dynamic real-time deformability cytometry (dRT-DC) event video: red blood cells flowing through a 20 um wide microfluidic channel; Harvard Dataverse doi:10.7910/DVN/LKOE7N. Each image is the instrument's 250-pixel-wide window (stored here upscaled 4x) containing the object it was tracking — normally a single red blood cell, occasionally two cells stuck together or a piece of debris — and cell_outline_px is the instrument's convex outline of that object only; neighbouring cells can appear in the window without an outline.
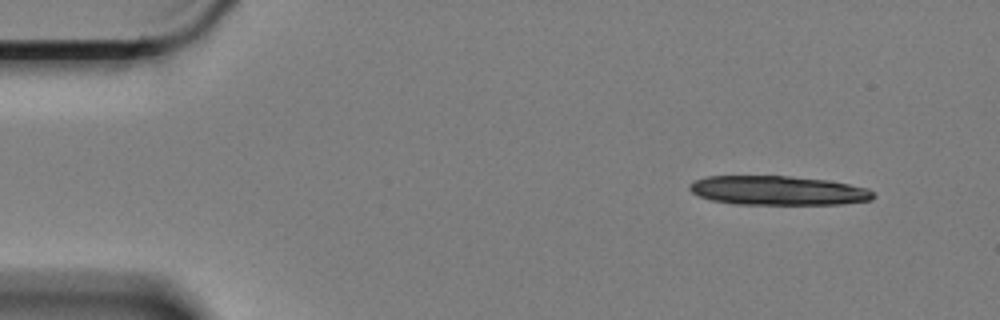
{"species": "Egyptian fruit bat (a non-hibernating species)", "species_latin": "Rousettus aegyptiacus", "temperature_condition": "cold", "stored_images_in_passage": 5, "camera_frame_rate_fps": 3000, "um_per_image_px": 0.085, "animal": {"sex": "female"}, "frame": {"image": 1, "passage_image": 1, "time_ms": 0.0, "image_size_px": [1000, 320], "cell_outline_px": [[876, 196], [872, 200], [844, 204], [736, 204], [712, 200], [700, 196], [692, 192], [688, 188], [688, 184], [692, 180], [708, 176], [792, 176], [828, 180], [868, 188]], "centroid_in_image_um": [66.13, 16.19], "position_along_channel_um": 18.9, "area_um2": 31.44}}